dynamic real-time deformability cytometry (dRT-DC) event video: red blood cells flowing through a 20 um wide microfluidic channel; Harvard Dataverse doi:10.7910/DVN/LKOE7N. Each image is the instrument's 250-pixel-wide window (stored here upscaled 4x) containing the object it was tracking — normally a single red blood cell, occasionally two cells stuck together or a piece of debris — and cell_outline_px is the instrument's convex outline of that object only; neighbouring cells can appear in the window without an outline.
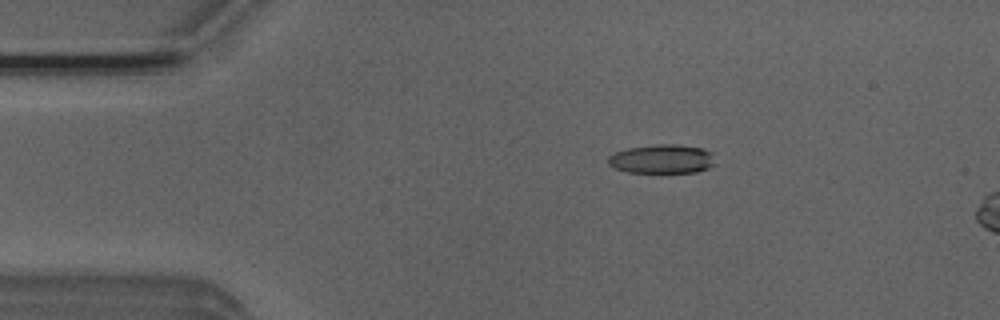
{"species": "Egyptian fruit bat (a non-hibernating species)", "species_latin": "Rousettus aegyptiacus", "temperature_condition": "room temperature", "stored_images_in_passage": 7, "camera_frame_rate_fps": 3000, "um_per_image_px": 0.085, "animal": {"sex": "male"}, "frame": {"image": 1, "passage_image": 1, "time_ms": 0.0, "image_size_px": [1000, 320], "cell_outline_px": [[712, 164], [708, 168], [696, 172], [628, 172], [616, 168], [608, 164], [608, 156], [616, 152], [628, 148], [656, 144], [676, 144], [704, 148], [712, 152]], "centroid_in_image_um": [56.26, 13.5], "position_along_channel_um": 28.7, "area_um2": 17.92}}
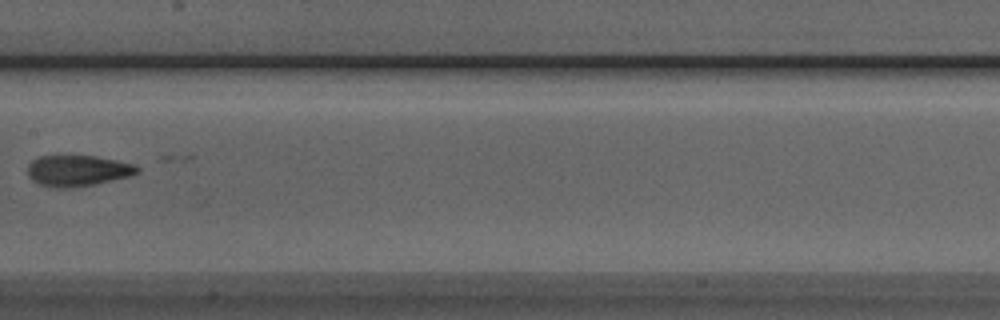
{"frame": {"image": 2, "passage_image": 6, "time_ms": 1.667, "image_size_px": [1000, 320], "cell_outline_px": [[140, 172], [128, 176], [96, 184], [72, 188], [52, 188], [40, 184], [32, 180], [28, 176], [28, 164], [32, 160], [40, 156], [96, 156], [136, 164], [140, 168]], "centroid_in_image_um": [6.61, 14.51], "position_along_channel_um": 200.8, "area_um2": 19.94}}
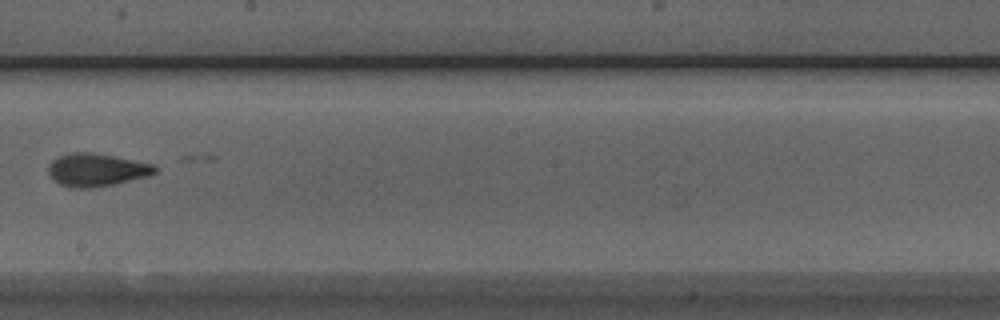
{"frame": {"image": 3, "passage_image": 7, "time_ms": 2.0, "image_size_px": [1000, 320], "cell_outline_px": [[156, 172], [148, 176], [112, 184], [92, 188], [72, 188], [60, 184], [52, 180], [48, 172], [48, 168], [52, 160], [60, 156], [72, 152], [92, 152], [116, 156], [152, 164], [156, 168]], "centroid_in_image_um": [8.17, 14.44], "position_along_channel_um": 240.0, "area_um2": 20.35}}